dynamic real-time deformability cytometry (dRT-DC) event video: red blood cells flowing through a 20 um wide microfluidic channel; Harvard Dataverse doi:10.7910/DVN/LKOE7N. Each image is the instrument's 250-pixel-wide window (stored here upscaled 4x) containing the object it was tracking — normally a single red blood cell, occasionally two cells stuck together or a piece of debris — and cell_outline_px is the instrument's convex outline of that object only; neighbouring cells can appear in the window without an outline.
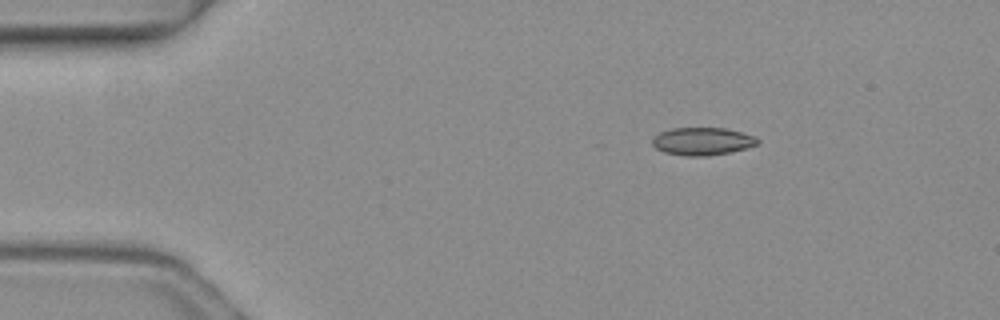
{"species": "common noctule bat (a hibernating species)", "species_latin": "Nyctalus noctula", "temperature_condition": "warm", "stored_images_in_passage": 3, "camera_frame_rate_fps": 3000, "um_per_image_px": 0.085, "animal": {"sex": "female", "body_mass_g": 19.3, "forearm_length_mm": 54.1}, "frame": {"image": 1, "passage_image": 1, "time_ms": 0.0, "image_size_px": [1000, 320], "cell_outline_px": [[760, 144], [728, 152], [708, 156], [688, 156], [664, 152], [656, 148], [652, 144], [652, 140], [660, 132], [672, 128], [724, 128], [756, 136], [760, 140]], "centroid_in_image_um": [59.72, 12.01], "position_along_channel_um": 25.3, "area_um2": 16.88}}
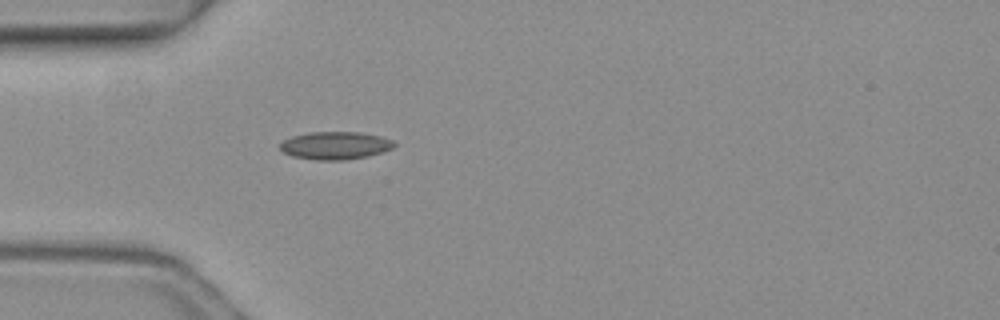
{"frame": {"image": 2, "passage_image": 3, "time_ms": 0.667, "image_size_px": [1000, 320], "cell_outline_px": [[396, 144], [392, 148], [368, 156], [344, 160], [316, 160], [292, 156], [284, 152], [280, 148], [280, 144], [284, 140], [292, 136], [308, 132], [360, 132], [380, 136], [392, 140]], "centroid_in_image_um": [28.48, 12.36], "position_along_channel_um": 56.5, "area_um2": 18.38}}